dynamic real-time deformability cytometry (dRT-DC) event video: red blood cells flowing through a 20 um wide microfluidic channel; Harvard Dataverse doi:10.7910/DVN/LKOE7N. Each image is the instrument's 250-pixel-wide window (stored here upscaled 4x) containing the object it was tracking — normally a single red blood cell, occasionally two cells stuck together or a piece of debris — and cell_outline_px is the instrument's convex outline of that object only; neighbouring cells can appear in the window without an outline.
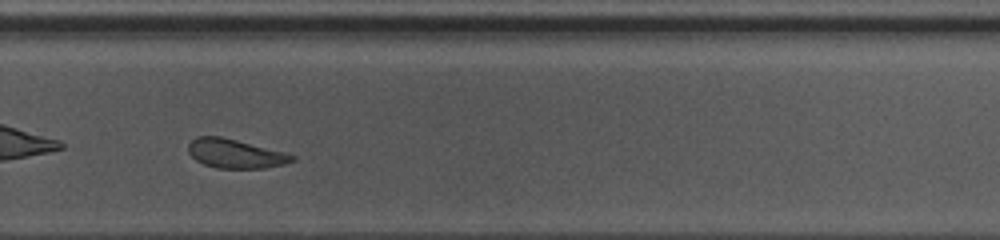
{"species": "common noctule bat (a hibernating species)", "species_latin": "Nyctalus noctula", "temperature_condition": "warm", "stored_images_in_passage": 31, "camera_frame_rate_fps": 3000, "um_per_image_px": 0.085, "animal": {"sex": "female", "body_mass_g": 10.0, "forearm_length_mm": 53.1}, "frame": {"image": 1, "passage_image": 18, "time_ms": 5.667, "image_size_px": [1000, 240], "cell_outline_px": [[296, 160], [284, 164], [264, 168], [216, 168], [204, 164], [196, 160], [188, 152], [188, 144], [196, 136], [220, 136], [284, 152], [296, 156]], "centroid_in_image_um": [19.99, 13.06], "position_along_channel_um": 309.8, "area_um2": 17.46}, "authors_computed_cell_mechanics": {"area_um2": 18.5538, "velocity_mm_per_s": 4.1379, "shape_relaxation_time_tau1_ms": 3.471, "shape_relaxation_time_tau2_ms": 2.4264, "deformation_change_tau1": 0.1281, "deformation_change_tau2": 0.0927}}